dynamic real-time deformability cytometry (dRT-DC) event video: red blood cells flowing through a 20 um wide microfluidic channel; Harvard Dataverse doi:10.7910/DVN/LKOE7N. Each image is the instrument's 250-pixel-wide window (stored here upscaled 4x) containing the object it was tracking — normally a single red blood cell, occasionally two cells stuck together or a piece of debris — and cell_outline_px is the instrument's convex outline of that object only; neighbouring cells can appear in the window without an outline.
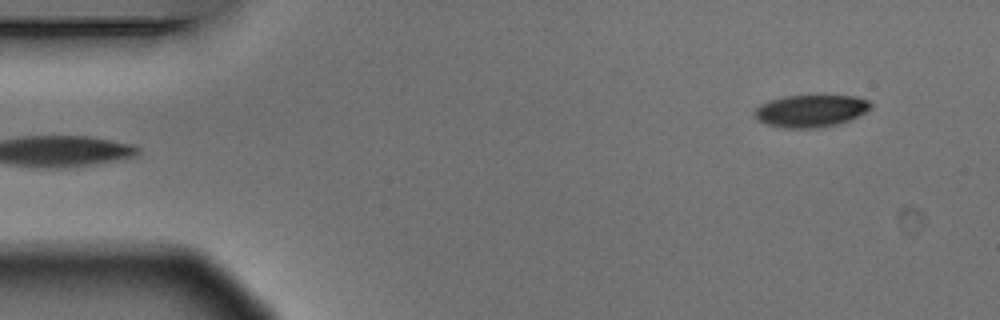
{"species": "Egyptian fruit bat (a non-hibernating species)", "species_latin": "Rousettus aegyptiacus", "temperature_condition": "warm", "stored_images_in_passage": 2, "camera_frame_rate_fps": 3000, "um_per_image_px": 0.085, "animal": {"sex": "male"}, "frame": {"image": 1, "passage_image": 2, "time_ms": 0.333, "image_size_px": [1000, 320], "cell_outline_px": [[872, 108], [848, 120], [836, 124], [820, 128], [784, 128], [768, 124], [760, 120], [756, 116], [756, 108], [760, 104], [768, 100], [784, 96], [856, 96], [868, 100], [872, 104]], "centroid_in_image_um": [68.93, 9.42], "position_along_channel_um": 16.1, "area_um2": 21.56}}